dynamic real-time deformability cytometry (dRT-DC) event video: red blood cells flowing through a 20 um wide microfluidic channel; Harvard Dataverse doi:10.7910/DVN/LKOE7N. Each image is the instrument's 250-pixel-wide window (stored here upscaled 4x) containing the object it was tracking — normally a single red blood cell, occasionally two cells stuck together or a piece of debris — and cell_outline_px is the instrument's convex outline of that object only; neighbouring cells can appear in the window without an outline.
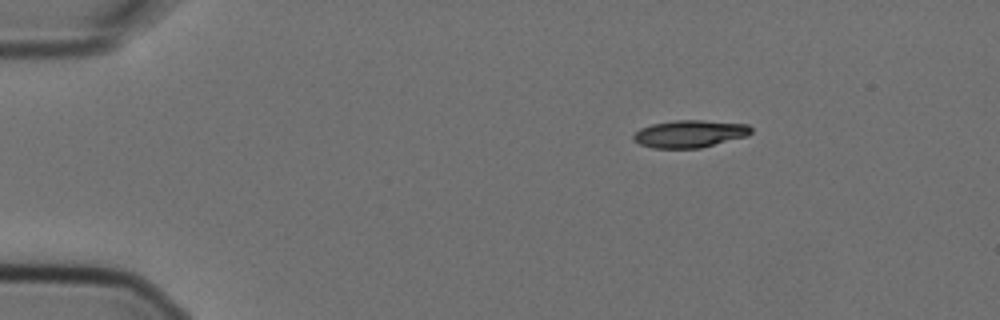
{"species": "Egyptian fruit bat (a non-hibernating species)", "species_latin": "Rousettus aegyptiacus", "temperature_condition": "cold", "stored_images_in_passage": 9, "camera_frame_rate_fps": 3000, "um_per_image_px": 0.085, "animal": {"sex": "female"}, "frame": {"image": 1, "passage_image": 1, "time_ms": 0.0, "image_size_px": [1000, 320], "cell_outline_px": [[752, 132], [748, 136], [700, 148], [652, 148], [640, 144], [632, 140], [632, 136], [640, 128], [652, 124], [676, 120], [704, 120], [748, 124], [752, 128]], "centroid_in_image_um": [58.64, 11.37], "position_along_channel_um": 26.4, "area_um2": 18.9}}
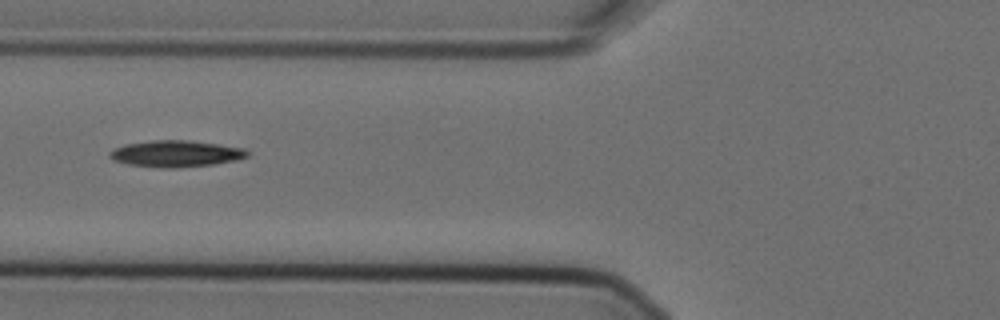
{"frame": {"image": 2, "passage_image": 4, "time_ms": 1.0, "image_size_px": [1000, 320], "cell_outline_px": [[248, 156], [236, 160], [212, 164], [176, 168], [160, 168], [128, 164], [116, 160], [108, 156], [108, 152], [124, 144], [152, 140], [188, 140], [244, 148], [248, 152]], "centroid_in_image_um": [14.93, 13.06], "position_along_channel_um": 110.9, "area_um2": 21.1}}
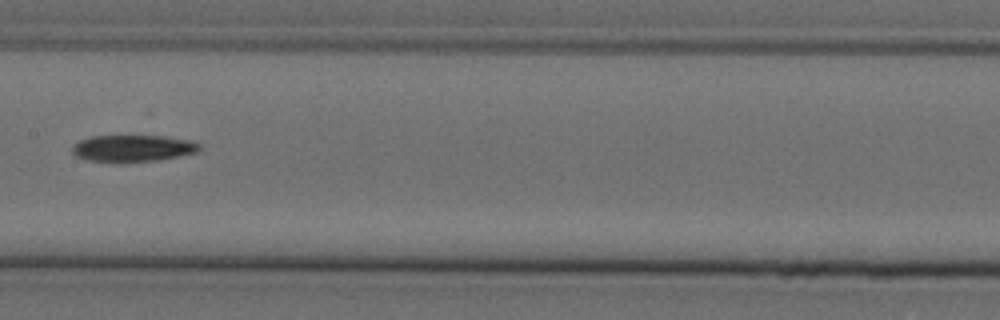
{"frame": {"image": 3, "passage_image": 6, "time_ms": 1.667, "image_size_px": [1000, 320], "cell_outline_px": [[200, 148], [196, 152], [160, 160], [88, 160], [76, 156], [72, 152], [72, 144], [80, 140], [92, 136], [164, 136], [188, 140], [200, 144]], "centroid_in_image_um": [11.28, 12.57], "position_along_channel_um": 196.1, "area_um2": 19.13}}